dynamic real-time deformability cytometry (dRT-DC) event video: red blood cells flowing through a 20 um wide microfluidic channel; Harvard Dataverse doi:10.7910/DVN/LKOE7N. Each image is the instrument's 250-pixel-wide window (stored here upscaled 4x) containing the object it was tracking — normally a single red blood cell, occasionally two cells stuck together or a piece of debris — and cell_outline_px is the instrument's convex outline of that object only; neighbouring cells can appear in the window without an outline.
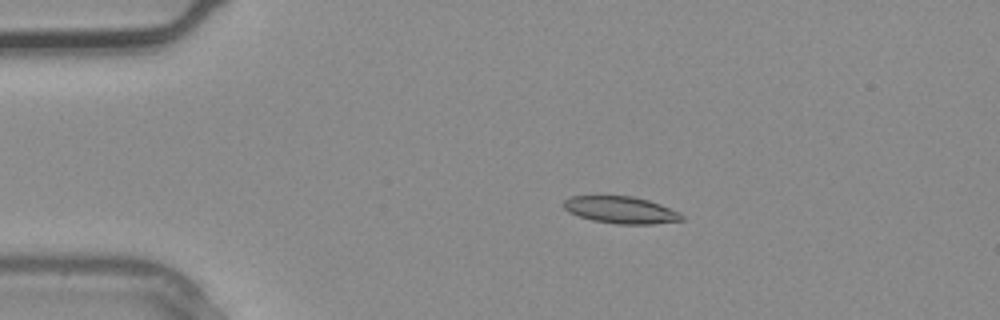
{"species": "common noctule bat (a hibernating species)", "species_latin": "Nyctalus noctula", "temperature_condition": "warm", "stored_images_in_passage": 4, "camera_frame_rate_fps": 3000, "um_per_image_px": 0.085, "animal": {"sex": "male", "body_mass_g": 20.4}, "frame": {"image": 1, "passage_image": 2, "time_ms": 0.333, "image_size_px": [1000, 320], "cell_outline_px": [[684, 220], [652, 224], [616, 224], [592, 220], [568, 212], [564, 208], [564, 200], [572, 196], [596, 192], [632, 196], [648, 200], [660, 204], [680, 212], [684, 216]], "centroid_in_image_um": [52.72, 17.79], "position_along_channel_um": 32.3, "area_um2": 19.42}}
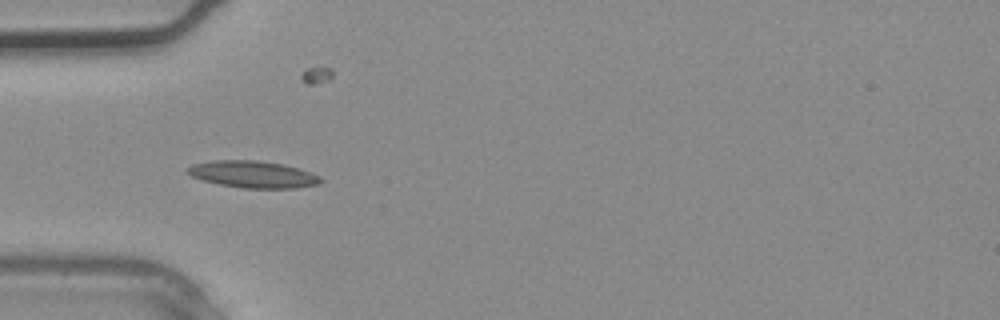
{"frame": {"image": 2, "passage_image": 3, "time_ms": 0.667, "image_size_px": [1000, 320], "cell_outline_px": [[324, 180], [320, 184], [296, 188], [244, 188], [220, 184], [204, 180], [192, 176], [188, 172], [188, 168], [192, 164], [212, 160], [256, 160], [284, 164], [312, 172], [320, 176]], "centroid_in_image_um": [21.57, 14.81], "position_along_channel_um": 63.4, "area_um2": 20.87}}